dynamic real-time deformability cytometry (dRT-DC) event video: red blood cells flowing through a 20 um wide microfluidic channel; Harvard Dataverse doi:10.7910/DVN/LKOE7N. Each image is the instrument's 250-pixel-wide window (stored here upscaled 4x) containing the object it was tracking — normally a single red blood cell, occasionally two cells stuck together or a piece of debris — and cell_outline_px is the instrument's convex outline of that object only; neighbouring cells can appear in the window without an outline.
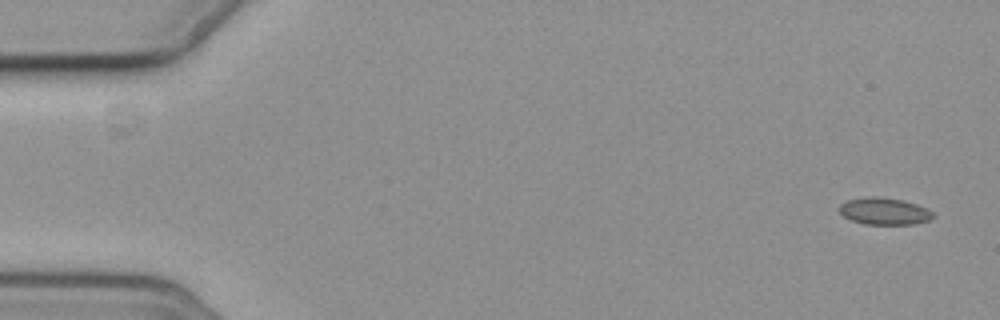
{"species": "common noctule bat (a hibernating species)", "species_latin": "Nyctalus noctula", "temperature_condition": "cold", "stored_images_in_passage": 6, "segment_of_instrument_passage": [1, 2], "camera_frame_rate_fps": 3000, "um_per_image_px": 0.085, "animal": {"sex": "female", "body_mass_g": 19.3, "forearm_length_mm": 54.1}, "frame": {"image": 1, "passage_image": 1, "time_ms": 0.0, "image_size_px": [1000, 320], "cell_outline_px": [[936, 216], [928, 220], [912, 224], [864, 224], [852, 220], [844, 216], [840, 212], [840, 204], [848, 200], [864, 196], [876, 196], [904, 200], [928, 208]], "centroid_in_image_um": [75.18, 17.94], "position_along_channel_um": 9.8, "area_um2": 14.74}}